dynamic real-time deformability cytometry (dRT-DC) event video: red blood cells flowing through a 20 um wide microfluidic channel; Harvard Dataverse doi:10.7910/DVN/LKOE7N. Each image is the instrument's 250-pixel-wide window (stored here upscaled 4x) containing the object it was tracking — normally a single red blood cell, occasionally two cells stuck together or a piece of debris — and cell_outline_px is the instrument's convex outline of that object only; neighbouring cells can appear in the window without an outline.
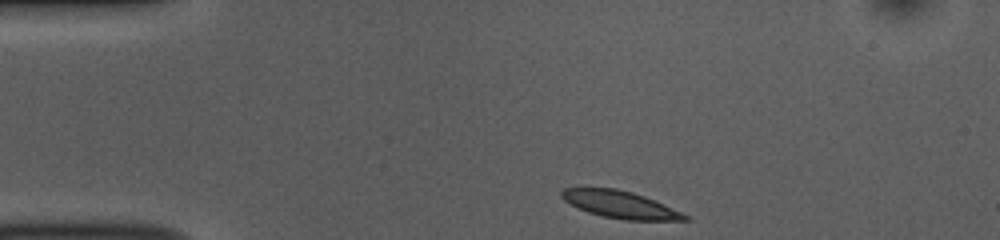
{"species": "common noctule bat (a hibernating species)", "species_latin": "Nyctalus noctula", "temperature_condition": "room temperature", "stored_images_in_passage": 44, "camera_frame_rate_fps": 3000, "um_per_image_px": 0.085, "animal": {"sex": "female", "body_mass_g": 10.0, "forearm_length_mm": 53.1}, "frame": {"image": 1, "passage_image": 1, "time_ms": 0.0, "image_size_px": [1000, 240], "cell_outline_px": [[692, 220], [624, 220], [604, 216], [588, 212], [564, 200], [560, 196], [560, 192], [564, 188], [616, 188], [632, 192], [644, 196], [664, 204], [688, 216]], "centroid_in_image_um": [52.72, 17.38], "position_along_channel_um": 32.3, "area_um2": 19.25}}
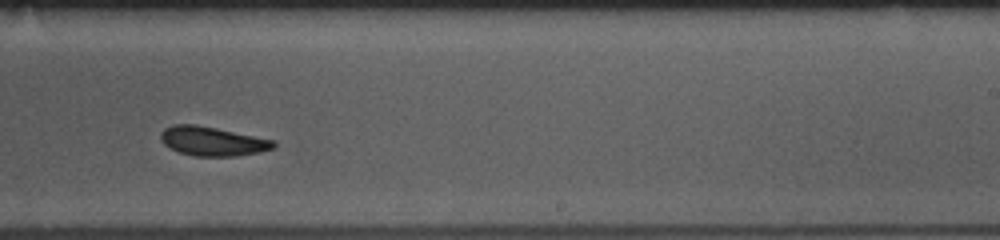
{"frame": {"image": 2, "passage_image": 24, "time_ms": 7.667, "image_size_px": [1000, 240], "cell_outline_px": [[276, 148], [260, 152], [236, 156], [192, 156], [168, 148], [160, 140], [160, 132], [164, 128], [172, 124], [192, 124], [216, 128], [276, 140]], "centroid_in_image_um": [18.06, 12.01], "position_along_channel_um": 270.9, "area_um2": 19.42}}
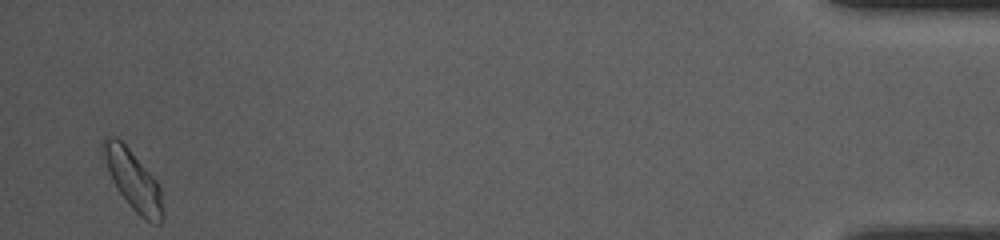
{"frame": {"image": 3, "passage_image": 43, "time_ms": 14.0, "image_size_px": [1000, 240], "cell_outline_px": [[164, 220], [160, 224], [152, 224], [144, 220], [128, 204], [112, 180], [100, 144], [104, 136], [116, 136], [128, 148], [160, 184], [164, 212]], "centroid_in_image_um": [11.35, 15.35], "position_along_channel_um": 423.8, "area_um2": 20.69}, "authors_computed_cell_mechanics": {"area_um2": 19.5653, "velocity_mm_per_s": 3.7121, "shape_relaxation_time_tau1_ms": 3.3414, "shape_relaxation_time_tau2_ms": 3.5738, "deformation_change_tau1": 0.1176, "deformation_change_tau2": 0.0837}}